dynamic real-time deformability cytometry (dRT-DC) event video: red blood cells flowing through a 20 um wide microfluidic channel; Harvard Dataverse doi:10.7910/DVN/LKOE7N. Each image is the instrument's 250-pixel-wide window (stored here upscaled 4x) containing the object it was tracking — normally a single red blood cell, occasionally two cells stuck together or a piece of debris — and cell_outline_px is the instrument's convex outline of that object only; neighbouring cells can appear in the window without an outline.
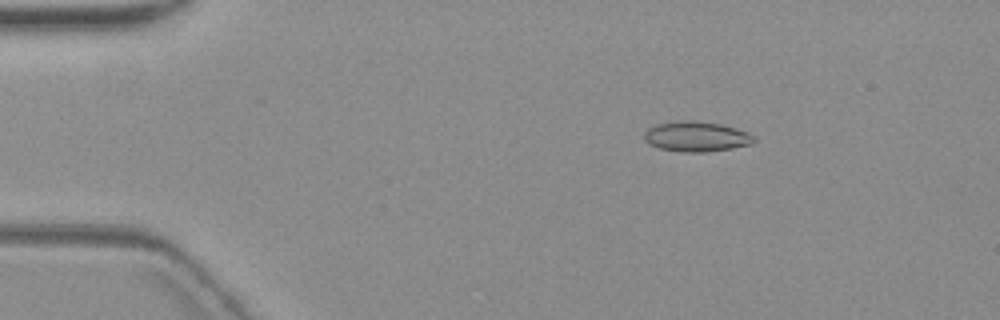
{"species": "common noctule bat (a hibernating species)", "species_latin": "Nyctalus noctula", "temperature_condition": "warm", "stored_images_in_passage": 5, "camera_frame_rate_fps": 3000, "um_per_image_px": 0.085, "animal": {"sex": "female", "body_mass_g": 19.3, "forearm_length_mm": 54.1}, "frame": {"image": 1, "passage_image": 2, "time_ms": 2.333, "image_size_px": [1000, 320], "cell_outline_px": [[756, 140], [752, 144], [732, 148], [704, 152], [680, 152], [660, 148], [648, 144], [644, 140], [644, 132], [648, 128], [656, 124], [680, 120], [696, 120], [720, 124], [736, 128], [748, 132], [756, 136]], "centroid_in_image_um": [59.19, 11.6], "position_along_channel_um": 25.8, "area_um2": 19.54}}
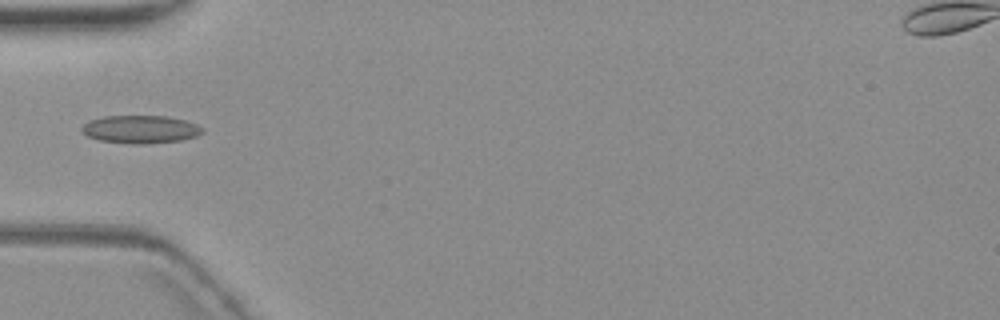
{"frame": {"image": 2, "passage_image": 5, "time_ms": 5.667, "image_size_px": [1000, 320], "cell_outline_px": [[204, 132], [196, 136], [180, 140], [144, 144], [136, 144], [100, 140], [88, 136], [80, 132], [80, 128], [88, 120], [104, 116], [168, 116], [184, 120], [196, 124], [204, 128]], "centroid_in_image_um": [11.92, 10.98], "position_along_channel_um": 73.1, "area_um2": 19.65}}